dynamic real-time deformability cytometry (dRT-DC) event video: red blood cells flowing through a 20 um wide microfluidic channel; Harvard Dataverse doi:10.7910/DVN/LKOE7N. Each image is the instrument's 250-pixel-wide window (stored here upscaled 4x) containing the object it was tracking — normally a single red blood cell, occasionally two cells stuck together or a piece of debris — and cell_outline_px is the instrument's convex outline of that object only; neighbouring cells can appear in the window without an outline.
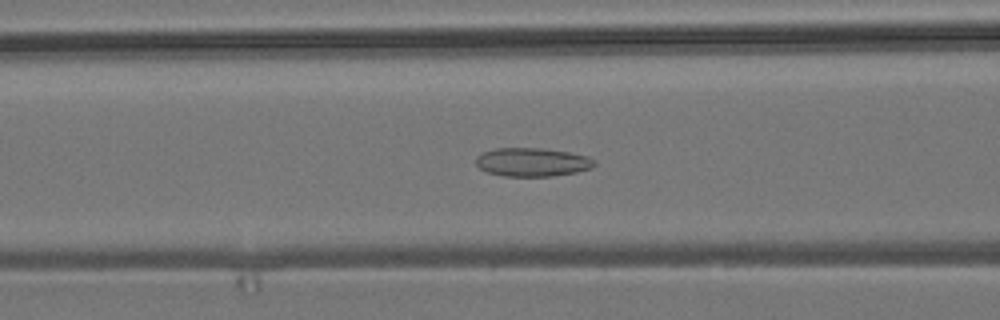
{"species": "common noctule bat (a hibernating species)", "species_latin": "Nyctalus noctula", "temperature_condition": "room temperature", "stored_images_in_passage": 54, "camera_frame_rate_fps": 3000, "um_per_image_px": 0.085, "animal": {"sex": "male", "body_mass_g": 19.2, "forearm_length_mm": 51.8}, "frame": {"image": 1, "passage_image": 22, "time_ms": 7.0, "image_size_px": [1000, 320], "cell_outline_px": [[596, 164], [592, 168], [576, 172], [552, 176], [504, 176], [488, 172], [480, 168], [476, 164], [476, 156], [484, 152], [496, 148], [544, 148], [568, 152], [588, 156], [596, 160]], "centroid_in_image_um": [45.27, 13.77], "position_along_channel_um": 121.3, "area_um2": 19.77}}
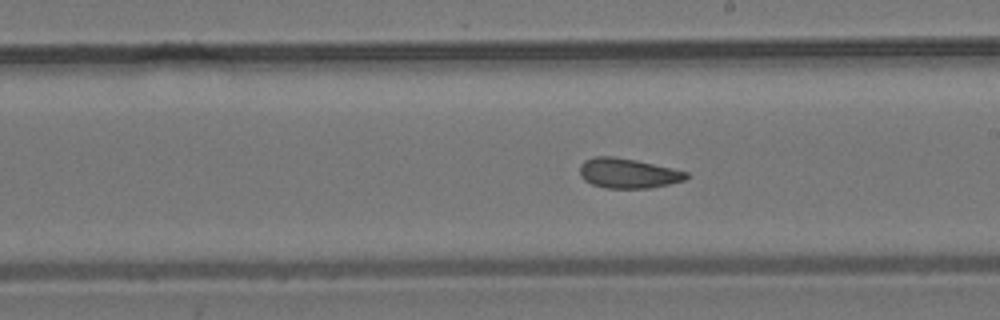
{"frame": {"image": 2, "passage_image": 31, "time_ms": 10.0, "image_size_px": [1000, 320], "cell_outline_px": [[688, 176], [684, 180], [652, 188], [608, 188], [592, 184], [584, 180], [580, 176], [580, 164], [584, 160], [596, 156], [612, 156], [636, 160], [672, 168], [688, 172]], "centroid_in_image_um": [53.36, 14.72], "position_along_channel_um": 235.6, "area_um2": 18.5}}
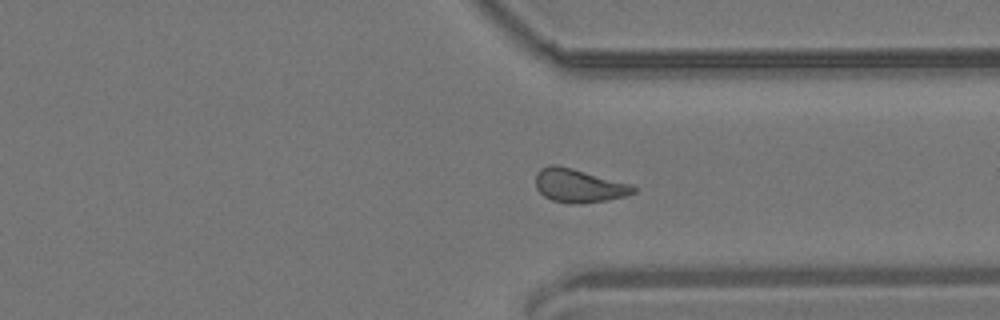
{"frame": {"image": 3, "passage_image": 41, "time_ms": 13.333, "image_size_px": [1000, 320], "cell_outline_px": [[636, 192], [624, 196], [604, 200], [580, 204], [568, 204], [552, 200], [544, 196], [536, 188], [536, 172], [540, 168], [552, 164], [556, 164], [572, 168], [632, 184], [636, 188]], "centroid_in_image_um": [49.17, 15.78], "position_along_channel_um": 362.2, "area_um2": 19.13}, "authors_computed_cell_mechanics": {"area_um2": 19.1029, "velocity_mm_per_s": 3.8045, "shape_relaxation_time_tau1_ms": null, "shape_relaxation_time_tau2_ms": 3.2944, "deformation_change_tau1": null, "deformation_change_tau2": 0.1037}}